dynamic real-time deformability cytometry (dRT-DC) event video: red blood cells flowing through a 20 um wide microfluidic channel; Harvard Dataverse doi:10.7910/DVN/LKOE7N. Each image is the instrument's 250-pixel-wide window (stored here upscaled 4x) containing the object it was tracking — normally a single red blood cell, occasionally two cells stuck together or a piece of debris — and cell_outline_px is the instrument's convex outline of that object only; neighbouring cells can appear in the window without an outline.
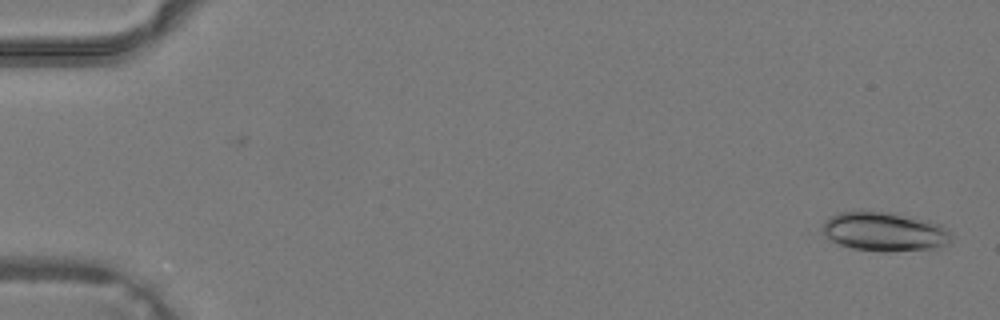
{"species": "common noctule bat (a hibernating species)", "species_latin": "Nyctalus noctula", "temperature_condition": "warm", "stored_images_in_passage": 5, "camera_frame_rate_fps": 3000, "um_per_image_px": 0.085, "animal": {"sex": "male", "body_mass_g": 19.2, "forearm_length_mm": 51.8}, "frame": {"image": 1, "passage_image": 1, "time_ms": 0.0, "image_size_px": [1000, 320], "cell_outline_px": [[952, 240], [948, 244], [932, 248], [884, 252], [852, 248], [840, 244], [824, 236], [824, 220], [836, 212], [860, 208], [864, 208], [912, 216], [928, 220], [940, 224], [952, 232]], "centroid_in_image_um": [75.17, 19.64], "position_along_channel_um": 9.8, "area_um2": 30.11}}